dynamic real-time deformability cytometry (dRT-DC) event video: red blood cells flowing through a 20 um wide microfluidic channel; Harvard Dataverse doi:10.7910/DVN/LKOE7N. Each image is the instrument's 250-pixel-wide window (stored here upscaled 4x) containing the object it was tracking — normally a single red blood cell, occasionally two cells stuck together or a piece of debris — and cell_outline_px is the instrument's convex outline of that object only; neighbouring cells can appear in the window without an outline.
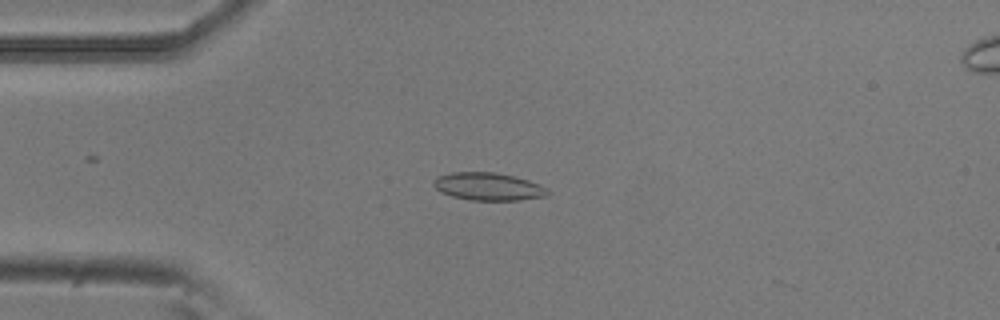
{"species": "common noctule bat (a hibernating species)", "species_latin": "Nyctalus noctula", "temperature_condition": "room temperature", "stored_images_in_passage": 40, "camera_frame_rate_fps": 3000, "um_per_image_px": 0.085, "animal": {"sex": "male", "body_mass_g": 20.5, "forearm_length_mm": 52.5}, "frame": {"image": 1, "passage_image": 6, "time_ms": 1.667, "image_size_px": [1000, 320], "cell_outline_px": [[552, 192], [548, 196], [520, 200], [472, 200], [452, 196], [440, 192], [432, 184], [436, 176], [452, 172], [496, 172], [528, 180], [540, 184], [548, 188]], "centroid_in_image_um": [41.53, 15.86], "position_along_channel_um": 43.5, "area_um2": 18.61}}
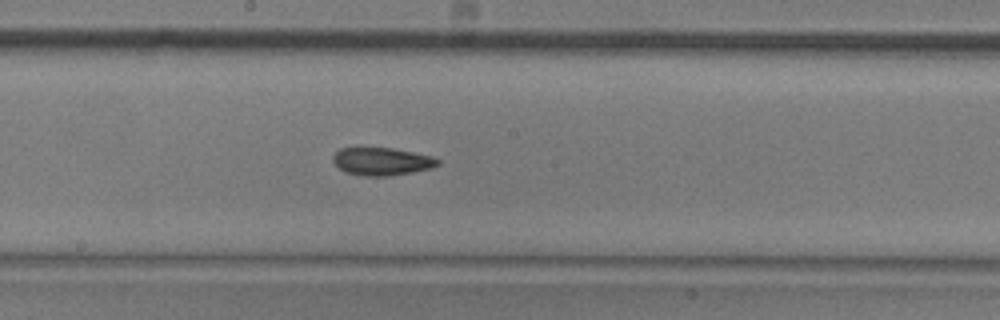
{"frame": {"image": 2, "passage_image": 21, "time_ms": 6.667, "image_size_px": [1000, 320], "cell_outline_px": [[440, 164], [432, 168], [412, 172], [388, 176], [364, 176], [344, 172], [332, 160], [332, 156], [340, 148], [392, 148], [432, 156], [440, 160]], "centroid_in_image_um": [32.46, 13.72], "position_along_channel_um": 215.7, "area_um2": 16.94}}
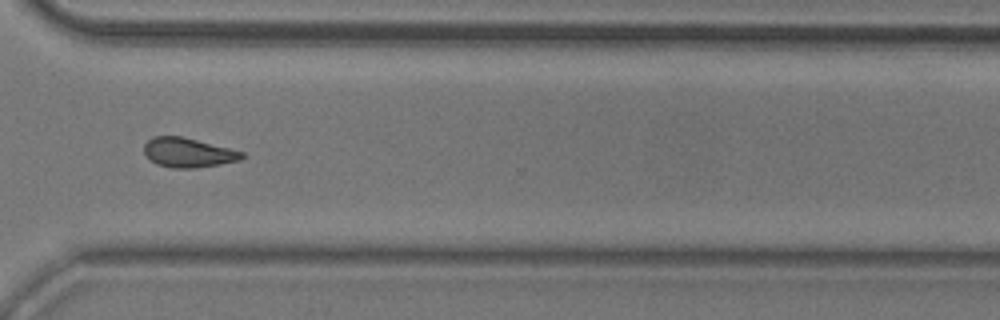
{"frame": {"image": 3, "passage_image": 32, "time_ms": 10.333, "image_size_px": [1000, 320], "cell_outline_px": [[244, 156], [240, 160], [220, 164], [196, 168], [172, 168], [156, 164], [144, 152], [144, 144], [152, 136], [184, 136], [244, 152]], "centroid_in_image_um": [15.99, 12.96], "position_along_channel_um": 354.6, "area_um2": 16.82}, "authors_computed_cell_mechanics": {"area_um2": 17.629, "velocity_mm_per_s": 3.8016, "shape_relaxation_time_tau1_ms": 9.1872, "shape_relaxation_time_tau2_ms": 5.4293, "deformation_change_tau1": 0.1663, "deformation_change_tau2": 0.0942}}